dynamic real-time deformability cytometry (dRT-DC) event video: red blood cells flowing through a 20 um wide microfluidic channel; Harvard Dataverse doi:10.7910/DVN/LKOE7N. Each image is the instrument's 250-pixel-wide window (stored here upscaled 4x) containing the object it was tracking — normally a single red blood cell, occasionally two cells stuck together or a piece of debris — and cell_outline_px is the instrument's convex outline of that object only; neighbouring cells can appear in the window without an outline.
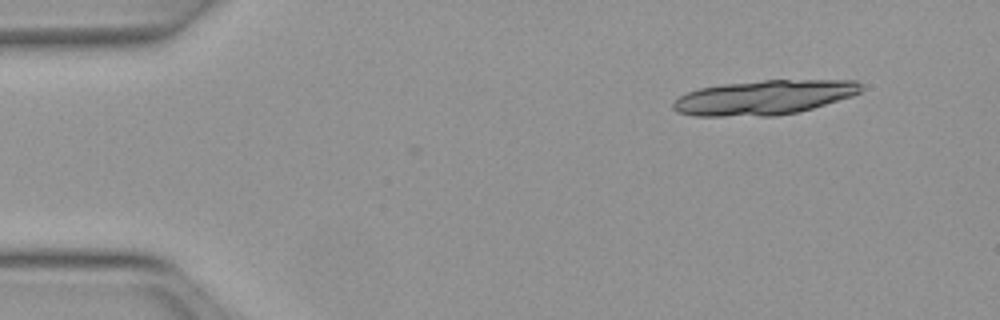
{"species": "Egyptian fruit bat (a non-hibernating species)", "species_latin": "Rousettus aegyptiacus", "temperature_condition": "warm", "stored_images_in_passage": 12, "camera_frame_rate_fps": 3000, "um_per_image_px": 0.085, "animal": {"sex": "female"}, "frame": {"image": 1, "passage_image": 1, "time_ms": 0.0, "image_size_px": [1000, 320], "cell_outline_px": [[860, 92], [852, 96], [812, 108], [796, 112], [776, 116], [696, 116], [676, 112], [672, 108], [672, 104], [680, 96], [688, 92], [700, 88], [724, 84], [764, 80], [856, 80], [860, 84]], "centroid_in_image_um": [64.92, 8.29], "position_along_channel_um": 20.1, "area_um2": 37.63}}